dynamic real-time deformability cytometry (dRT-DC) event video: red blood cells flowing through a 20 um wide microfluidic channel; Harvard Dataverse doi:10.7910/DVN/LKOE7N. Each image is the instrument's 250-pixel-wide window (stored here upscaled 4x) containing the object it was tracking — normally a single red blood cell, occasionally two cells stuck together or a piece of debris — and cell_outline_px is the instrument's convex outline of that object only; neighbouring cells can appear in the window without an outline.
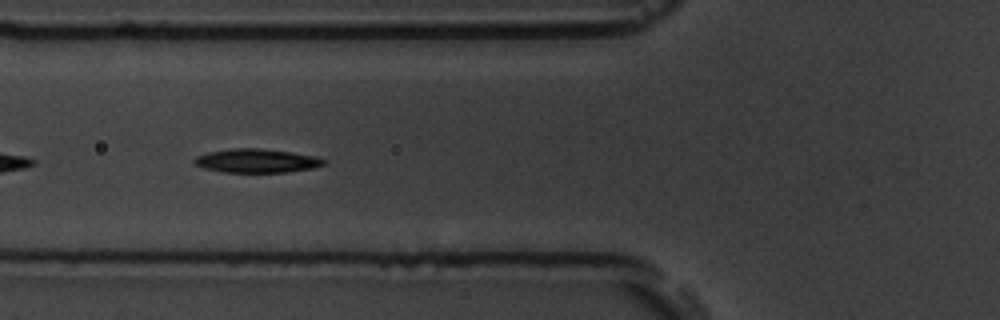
{"species": "common noctule bat (a hibernating species)", "species_latin": "Nyctalus noctula", "temperature_condition": "room temperature", "stored_images_in_passage": 31, "camera_frame_rate_fps": 3000, "um_per_image_px": 0.085, "animal": {"sex": "male", "body_mass_g": 19.5, "forearm_length_mm": 54.6}, "frame": {"image": 1, "passage_image": 5, "time_ms": 1.333, "image_size_px": [1000, 320], "cell_outline_px": [[328, 164], [312, 168], [284, 172], [224, 172], [204, 168], [192, 164], [192, 160], [196, 156], [208, 152], [232, 148], [260, 148], [292, 152], [312, 156], [328, 160]], "centroid_in_image_um": [21.79, 13.66], "position_along_channel_um": 104.0, "area_um2": 18.03}}
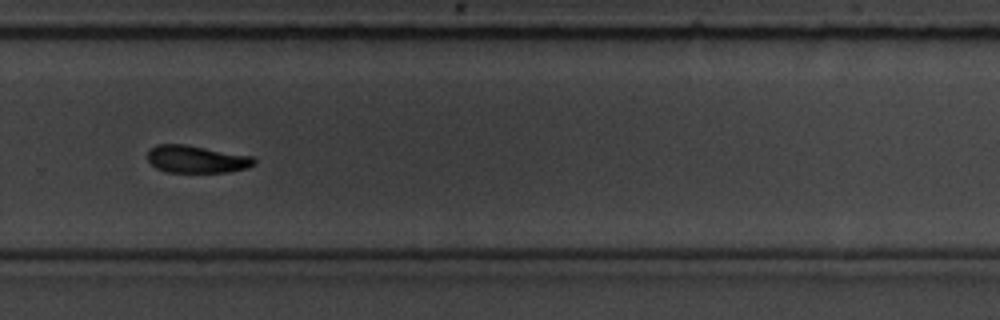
{"frame": {"image": 2, "passage_image": 22, "time_ms": 7.0, "image_size_px": [1000, 320], "cell_outline_px": [[256, 164], [248, 168], [228, 172], [164, 172], [156, 168], [148, 160], [148, 152], [156, 144], [184, 144], [252, 156], [256, 160]], "centroid_in_image_um": [16.72, 13.54], "position_along_channel_um": 313.1, "area_um2": 17.05}, "authors_computed_cell_mechanics": {"area_um2": 17.6868, "velocity_mm_per_s": 3.6942, "shape_relaxation_time_tau1_ms": 2.2009, "shape_relaxation_time_tau2_ms": 7.907, "deformation_change_tau1": 0.1357, "deformation_change_tau2": 0.1489}}